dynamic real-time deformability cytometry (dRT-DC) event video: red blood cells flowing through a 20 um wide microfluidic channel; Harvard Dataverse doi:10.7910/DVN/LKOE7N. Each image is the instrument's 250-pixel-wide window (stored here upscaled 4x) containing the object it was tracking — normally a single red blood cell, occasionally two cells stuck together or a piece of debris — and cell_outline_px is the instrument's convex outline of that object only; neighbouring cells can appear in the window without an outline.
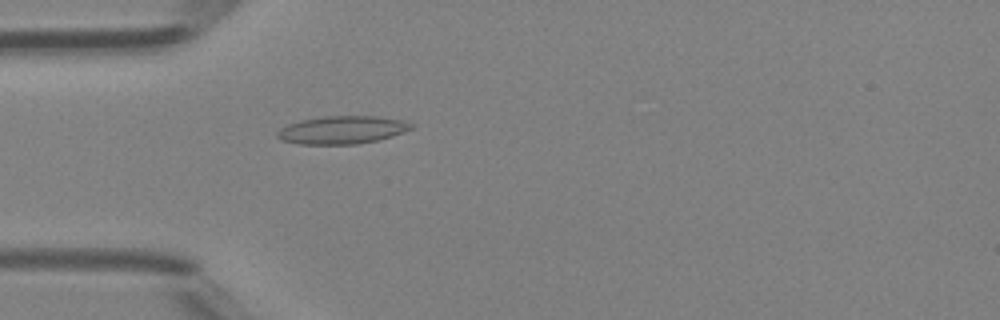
{"species": "Egyptian fruit bat (a non-hibernating species)", "species_latin": "Rousettus aegyptiacus", "temperature_condition": "room temperature", "stored_images_in_passage": 39, "camera_frame_rate_fps": 3000, "um_per_image_px": 0.085, "animal": {"sex": "female"}, "frame": {"image": 1, "passage_image": 6, "time_ms": 1.667, "image_size_px": [1000, 320], "cell_outline_px": [[412, 128], [404, 132], [380, 140], [356, 144], [300, 144], [280, 140], [276, 136], [276, 132], [280, 128], [288, 124], [300, 120], [324, 116], [376, 116], [404, 120], [412, 124]], "centroid_in_image_um": [29.06, 11.04], "position_along_channel_um": 55.9, "area_um2": 21.91}}
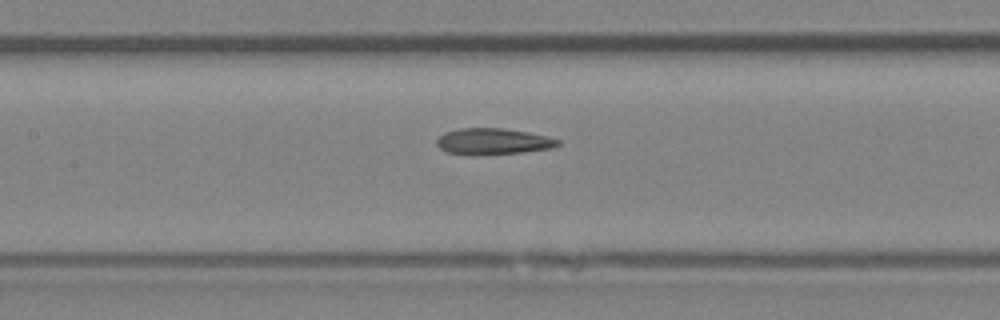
{"frame": {"image": 2, "passage_image": 14, "time_ms": 4.333, "image_size_px": [1000, 320], "cell_outline_px": [[560, 144], [552, 148], [520, 152], [476, 156], [472, 156], [448, 152], [440, 148], [436, 144], [436, 140], [444, 132], [460, 128], [504, 128], [528, 132], [548, 136], [560, 140]], "centroid_in_image_um": [41.89, 12.02], "position_along_channel_um": 165.5, "area_um2": 18.73}}
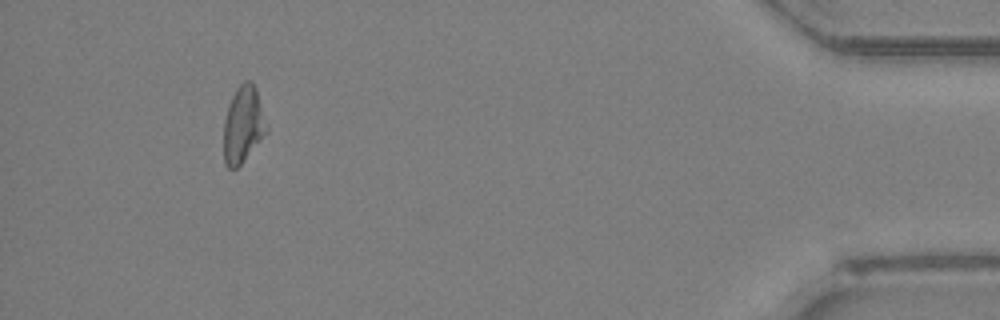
{"frame": {"image": 3, "passage_image": 36, "time_ms": 11.667, "image_size_px": [1000, 320], "cell_outline_px": [[268, 132], [240, 164], [236, 168], [228, 168], [224, 164], [224, 120], [228, 104], [236, 88], [244, 80], [252, 80], [256, 88], [268, 128]], "centroid_in_image_um": [20.67, 10.57], "position_along_channel_um": 414.5, "area_um2": 19.19}, "authors_computed_cell_mechanics": {"area_um2": 18.9584, "velocity_mm_per_s": 4.3222, "shape_relaxation_time_tau1_ms": null, "shape_relaxation_time_tau2_ms": 2.0338, "deformation_change_tau1": null, "deformation_change_tau2": 0.1053}}